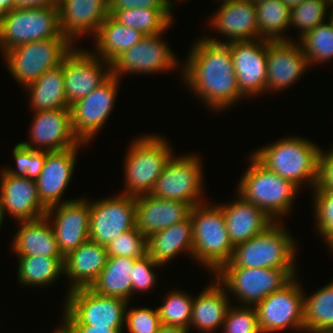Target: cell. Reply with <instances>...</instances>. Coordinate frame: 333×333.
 Returning <instances> with one entry per match:
<instances>
[{
  "mask_svg": "<svg viewBox=\"0 0 333 333\" xmlns=\"http://www.w3.org/2000/svg\"><path fill=\"white\" fill-rule=\"evenodd\" d=\"M164 298L163 304L158 307L159 317L162 324L178 326L189 329L192 316L194 297L186 292L172 290Z\"/></svg>",
  "mask_w": 333,
  "mask_h": 333,
  "instance_id": "f35d334b",
  "label": "cell"
},
{
  "mask_svg": "<svg viewBox=\"0 0 333 333\" xmlns=\"http://www.w3.org/2000/svg\"><path fill=\"white\" fill-rule=\"evenodd\" d=\"M66 296L62 324L113 326L115 329H125L128 301L97 294L89 287L70 290Z\"/></svg>",
  "mask_w": 333,
  "mask_h": 333,
  "instance_id": "30bf717a",
  "label": "cell"
},
{
  "mask_svg": "<svg viewBox=\"0 0 333 333\" xmlns=\"http://www.w3.org/2000/svg\"><path fill=\"white\" fill-rule=\"evenodd\" d=\"M144 36L143 33L124 26L109 15L94 36L96 45L92 53L111 63L122 52L139 43Z\"/></svg>",
  "mask_w": 333,
  "mask_h": 333,
  "instance_id": "4dcf8cb0",
  "label": "cell"
},
{
  "mask_svg": "<svg viewBox=\"0 0 333 333\" xmlns=\"http://www.w3.org/2000/svg\"><path fill=\"white\" fill-rule=\"evenodd\" d=\"M108 258L106 246L91 240L64 257V277L69 279L68 291L90 287L102 272Z\"/></svg>",
  "mask_w": 333,
  "mask_h": 333,
  "instance_id": "4316f807",
  "label": "cell"
},
{
  "mask_svg": "<svg viewBox=\"0 0 333 333\" xmlns=\"http://www.w3.org/2000/svg\"><path fill=\"white\" fill-rule=\"evenodd\" d=\"M329 3L326 0H304L290 10V27L300 31L299 38L325 22Z\"/></svg>",
  "mask_w": 333,
  "mask_h": 333,
  "instance_id": "ab89813d",
  "label": "cell"
},
{
  "mask_svg": "<svg viewBox=\"0 0 333 333\" xmlns=\"http://www.w3.org/2000/svg\"><path fill=\"white\" fill-rule=\"evenodd\" d=\"M45 216L54 222H51V225L58 249L63 257L89 240L90 202L88 200L78 198L51 206L47 208Z\"/></svg>",
  "mask_w": 333,
  "mask_h": 333,
  "instance_id": "ac0fdd59",
  "label": "cell"
},
{
  "mask_svg": "<svg viewBox=\"0 0 333 333\" xmlns=\"http://www.w3.org/2000/svg\"><path fill=\"white\" fill-rule=\"evenodd\" d=\"M249 1L252 2V3H254V4H256L258 2H262V1H265V0H249Z\"/></svg>",
  "mask_w": 333,
  "mask_h": 333,
  "instance_id": "6f0895ef",
  "label": "cell"
},
{
  "mask_svg": "<svg viewBox=\"0 0 333 333\" xmlns=\"http://www.w3.org/2000/svg\"><path fill=\"white\" fill-rule=\"evenodd\" d=\"M5 215H4V211L2 210V205L0 204V228H1V226H2V222H3V220H4V217Z\"/></svg>",
  "mask_w": 333,
  "mask_h": 333,
  "instance_id": "9f6ffc18",
  "label": "cell"
},
{
  "mask_svg": "<svg viewBox=\"0 0 333 333\" xmlns=\"http://www.w3.org/2000/svg\"><path fill=\"white\" fill-rule=\"evenodd\" d=\"M31 124L30 142H21L30 149L56 152L81 143L72 129L71 108L35 112Z\"/></svg>",
  "mask_w": 333,
  "mask_h": 333,
  "instance_id": "d6986e66",
  "label": "cell"
},
{
  "mask_svg": "<svg viewBox=\"0 0 333 333\" xmlns=\"http://www.w3.org/2000/svg\"><path fill=\"white\" fill-rule=\"evenodd\" d=\"M74 45L61 34L58 38L18 45L7 50L3 57L9 72L25 88L47 70L62 64Z\"/></svg>",
  "mask_w": 333,
  "mask_h": 333,
  "instance_id": "ba28073f",
  "label": "cell"
},
{
  "mask_svg": "<svg viewBox=\"0 0 333 333\" xmlns=\"http://www.w3.org/2000/svg\"><path fill=\"white\" fill-rule=\"evenodd\" d=\"M173 9L132 8L109 11V14L126 27L134 28L144 35L166 32L172 26Z\"/></svg>",
  "mask_w": 333,
  "mask_h": 333,
  "instance_id": "d590c367",
  "label": "cell"
},
{
  "mask_svg": "<svg viewBox=\"0 0 333 333\" xmlns=\"http://www.w3.org/2000/svg\"><path fill=\"white\" fill-rule=\"evenodd\" d=\"M329 249L333 252V243L329 246Z\"/></svg>",
  "mask_w": 333,
  "mask_h": 333,
  "instance_id": "91938a15",
  "label": "cell"
},
{
  "mask_svg": "<svg viewBox=\"0 0 333 333\" xmlns=\"http://www.w3.org/2000/svg\"><path fill=\"white\" fill-rule=\"evenodd\" d=\"M228 44L240 93L248 97L265 94L268 40L259 38Z\"/></svg>",
  "mask_w": 333,
  "mask_h": 333,
  "instance_id": "e0dca14e",
  "label": "cell"
},
{
  "mask_svg": "<svg viewBox=\"0 0 333 333\" xmlns=\"http://www.w3.org/2000/svg\"><path fill=\"white\" fill-rule=\"evenodd\" d=\"M250 156V165L241 177L237 192L278 222L291 212L298 190L302 188L266 169Z\"/></svg>",
  "mask_w": 333,
  "mask_h": 333,
  "instance_id": "3957f363",
  "label": "cell"
},
{
  "mask_svg": "<svg viewBox=\"0 0 333 333\" xmlns=\"http://www.w3.org/2000/svg\"><path fill=\"white\" fill-rule=\"evenodd\" d=\"M280 222H273L263 232L234 246L230 261L223 266L296 269V240Z\"/></svg>",
  "mask_w": 333,
  "mask_h": 333,
  "instance_id": "5b68a950",
  "label": "cell"
},
{
  "mask_svg": "<svg viewBox=\"0 0 333 333\" xmlns=\"http://www.w3.org/2000/svg\"><path fill=\"white\" fill-rule=\"evenodd\" d=\"M19 224L11 244L12 251L17 256L63 257L58 249L51 221L46 216L20 221Z\"/></svg>",
  "mask_w": 333,
  "mask_h": 333,
  "instance_id": "83f0119b",
  "label": "cell"
},
{
  "mask_svg": "<svg viewBox=\"0 0 333 333\" xmlns=\"http://www.w3.org/2000/svg\"><path fill=\"white\" fill-rule=\"evenodd\" d=\"M132 8L173 9L171 0H109V11Z\"/></svg>",
  "mask_w": 333,
  "mask_h": 333,
  "instance_id": "7dc6e473",
  "label": "cell"
},
{
  "mask_svg": "<svg viewBox=\"0 0 333 333\" xmlns=\"http://www.w3.org/2000/svg\"><path fill=\"white\" fill-rule=\"evenodd\" d=\"M15 7V0H0V16L10 12Z\"/></svg>",
  "mask_w": 333,
  "mask_h": 333,
  "instance_id": "f5cc1de1",
  "label": "cell"
},
{
  "mask_svg": "<svg viewBox=\"0 0 333 333\" xmlns=\"http://www.w3.org/2000/svg\"><path fill=\"white\" fill-rule=\"evenodd\" d=\"M164 33L145 35L139 43L118 55L110 63L112 75L120 79L126 73L156 74L178 68V58L161 38Z\"/></svg>",
  "mask_w": 333,
  "mask_h": 333,
  "instance_id": "9a60e30c",
  "label": "cell"
},
{
  "mask_svg": "<svg viewBox=\"0 0 333 333\" xmlns=\"http://www.w3.org/2000/svg\"><path fill=\"white\" fill-rule=\"evenodd\" d=\"M160 266L163 265L155 262L148 253L135 260L133 272L130 276L132 279V295L135 291L147 292L152 287L154 288L157 278L153 269Z\"/></svg>",
  "mask_w": 333,
  "mask_h": 333,
  "instance_id": "bcb514c9",
  "label": "cell"
},
{
  "mask_svg": "<svg viewBox=\"0 0 333 333\" xmlns=\"http://www.w3.org/2000/svg\"><path fill=\"white\" fill-rule=\"evenodd\" d=\"M197 154L174 156L168 160L162 174L156 180L150 195L162 199L186 202L192 207L202 204L203 171Z\"/></svg>",
  "mask_w": 333,
  "mask_h": 333,
  "instance_id": "8fae6325",
  "label": "cell"
},
{
  "mask_svg": "<svg viewBox=\"0 0 333 333\" xmlns=\"http://www.w3.org/2000/svg\"><path fill=\"white\" fill-rule=\"evenodd\" d=\"M313 190V211L317 221V232L324 237L327 246H330L333 243V191L323 188H313Z\"/></svg>",
  "mask_w": 333,
  "mask_h": 333,
  "instance_id": "b9f144b4",
  "label": "cell"
},
{
  "mask_svg": "<svg viewBox=\"0 0 333 333\" xmlns=\"http://www.w3.org/2000/svg\"><path fill=\"white\" fill-rule=\"evenodd\" d=\"M127 305L125 323L130 333H157L161 320L158 309L150 308H129ZM128 310V311H127Z\"/></svg>",
  "mask_w": 333,
  "mask_h": 333,
  "instance_id": "f6af8a7d",
  "label": "cell"
},
{
  "mask_svg": "<svg viewBox=\"0 0 333 333\" xmlns=\"http://www.w3.org/2000/svg\"><path fill=\"white\" fill-rule=\"evenodd\" d=\"M93 201L90 202L89 240L107 246L119 235L136 227L134 196L121 193Z\"/></svg>",
  "mask_w": 333,
  "mask_h": 333,
  "instance_id": "4fadbf2b",
  "label": "cell"
},
{
  "mask_svg": "<svg viewBox=\"0 0 333 333\" xmlns=\"http://www.w3.org/2000/svg\"><path fill=\"white\" fill-rule=\"evenodd\" d=\"M297 278L254 307L261 333L293 329L304 331V295Z\"/></svg>",
  "mask_w": 333,
  "mask_h": 333,
  "instance_id": "7c38bea8",
  "label": "cell"
},
{
  "mask_svg": "<svg viewBox=\"0 0 333 333\" xmlns=\"http://www.w3.org/2000/svg\"><path fill=\"white\" fill-rule=\"evenodd\" d=\"M308 67L297 40L268 41L266 92L288 88L303 76Z\"/></svg>",
  "mask_w": 333,
  "mask_h": 333,
  "instance_id": "ffe728a7",
  "label": "cell"
},
{
  "mask_svg": "<svg viewBox=\"0 0 333 333\" xmlns=\"http://www.w3.org/2000/svg\"><path fill=\"white\" fill-rule=\"evenodd\" d=\"M58 6L14 8L0 16V52L18 45L58 38L61 35Z\"/></svg>",
  "mask_w": 333,
  "mask_h": 333,
  "instance_id": "9c48e42d",
  "label": "cell"
},
{
  "mask_svg": "<svg viewBox=\"0 0 333 333\" xmlns=\"http://www.w3.org/2000/svg\"><path fill=\"white\" fill-rule=\"evenodd\" d=\"M58 8L61 33L73 44L82 35L94 36L110 15L109 0H58Z\"/></svg>",
  "mask_w": 333,
  "mask_h": 333,
  "instance_id": "cb8c5ba5",
  "label": "cell"
},
{
  "mask_svg": "<svg viewBox=\"0 0 333 333\" xmlns=\"http://www.w3.org/2000/svg\"><path fill=\"white\" fill-rule=\"evenodd\" d=\"M119 81L111 75L89 95L71 105L72 129L80 142L88 144L105 125L116 102Z\"/></svg>",
  "mask_w": 333,
  "mask_h": 333,
  "instance_id": "5bb4252c",
  "label": "cell"
},
{
  "mask_svg": "<svg viewBox=\"0 0 333 333\" xmlns=\"http://www.w3.org/2000/svg\"><path fill=\"white\" fill-rule=\"evenodd\" d=\"M172 155V147L159 135L135 138L124 161L125 191L122 194L134 197L150 194Z\"/></svg>",
  "mask_w": 333,
  "mask_h": 333,
  "instance_id": "8992f818",
  "label": "cell"
},
{
  "mask_svg": "<svg viewBox=\"0 0 333 333\" xmlns=\"http://www.w3.org/2000/svg\"><path fill=\"white\" fill-rule=\"evenodd\" d=\"M135 206L136 227L146 238L187 219L192 209L186 202L162 199L150 194L136 196Z\"/></svg>",
  "mask_w": 333,
  "mask_h": 333,
  "instance_id": "d4e9b609",
  "label": "cell"
},
{
  "mask_svg": "<svg viewBox=\"0 0 333 333\" xmlns=\"http://www.w3.org/2000/svg\"><path fill=\"white\" fill-rule=\"evenodd\" d=\"M48 153V151L30 149L21 142L17 143L12 153L17 168L7 167L4 171L12 176L36 180L43 169Z\"/></svg>",
  "mask_w": 333,
  "mask_h": 333,
  "instance_id": "60d3db41",
  "label": "cell"
},
{
  "mask_svg": "<svg viewBox=\"0 0 333 333\" xmlns=\"http://www.w3.org/2000/svg\"><path fill=\"white\" fill-rule=\"evenodd\" d=\"M190 217L193 229L192 259L216 273L228 263L233 253L222 209L204 202L193 206Z\"/></svg>",
  "mask_w": 333,
  "mask_h": 333,
  "instance_id": "277c9868",
  "label": "cell"
},
{
  "mask_svg": "<svg viewBox=\"0 0 333 333\" xmlns=\"http://www.w3.org/2000/svg\"><path fill=\"white\" fill-rule=\"evenodd\" d=\"M192 250L193 229L190 216L147 238V253L161 265L169 263L181 252H185L186 255L189 253L192 257Z\"/></svg>",
  "mask_w": 333,
  "mask_h": 333,
  "instance_id": "f546056e",
  "label": "cell"
},
{
  "mask_svg": "<svg viewBox=\"0 0 333 333\" xmlns=\"http://www.w3.org/2000/svg\"><path fill=\"white\" fill-rule=\"evenodd\" d=\"M53 333H63L59 328H57V330L55 329V331H53Z\"/></svg>",
  "mask_w": 333,
  "mask_h": 333,
  "instance_id": "680465c9",
  "label": "cell"
},
{
  "mask_svg": "<svg viewBox=\"0 0 333 333\" xmlns=\"http://www.w3.org/2000/svg\"><path fill=\"white\" fill-rule=\"evenodd\" d=\"M231 204H217L223 212L226 229L233 246L246 242L263 232L274 221L260 208L240 194Z\"/></svg>",
  "mask_w": 333,
  "mask_h": 333,
  "instance_id": "484cf974",
  "label": "cell"
},
{
  "mask_svg": "<svg viewBox=\"0 0 333 333\" xmlns=\"http://www.w3.org/2000/svg\"><path fill=\"white\" fill-rule=\"evenodd\" d=\"M0 171V204L4 215L10 214L17 222L44 217L47 208L38 197L35 180Z\"/></svg>",
  "mask_w": 333,
  "mask_h": 333,
  "instance_id": "603a6c76",
  "label": "cell"
},
{
  "mask_svg": "<svg viewBox=\"0 0 333 333\" xmlns=\"http://www.w3.org/2000/svg\"><path fill=\"white\" fill-rule=\"evenodd\" d=\"M214 16L210 19V26L222 33L227 41L209 36L205 38L216 43H230L234 41H249L258 39V24L256 5L249 0H227L221 2Z\"/></svg>",
  "mask_w": 333,
  "mask_h": 333,
  "instance_id": "7402d4cb",
  "label": "cell"
},
{
  "mask_svg": "<svg viewBox=\"0 0 333 333\" xmlns=\"http://www.w3.org/2000/svg\"><path fill=\"white\" fill-rule=\"evenodd\" d=\"M296 270L222 266L214 277L239 305L255 306L287 285L296 277Z\"/></svg>",
  "mask_w": 333,
  "mask_h": 333,
  "instance_id": "52a82bcc",
  "label": "cell"
},
{
  "mask_svg": "<svg viewBox=\"0 0 333 333\" xmlns=\"http://www.w3.org/2000/svg\"><path fill=\"white\" fill-rule=\"evenodd\" d=\"M314 188L333 191V147L326 152L321 149L319 161V177Z\"/></svg>",
  "mask_w": 333,
  "mask_h": 333,
  "instance_id": "c3c4849f",
  "label": "cell"
},
{
  "mask_svg": "<svg viewBox=\"0 0 333 333\" xmlns=\"http://www.w3.org/2000/svg\"><path fill=\"white\" fill-rule=\"evenodd\" d=\"M329 4L333 3V0H326Z\"/></svg>",
  "mask_w": 333,
  "mask_h": 333,
  "instance_id": "94428289",
  "label": "cell"
},
{
  "mask_svg": "<svg viewBox=\"0 0 333 333\" xmlns=\"http://www.w3.org/2000/svg\"><path fill=\"white\" fill-rule=\"evenodd\" d=\"M58 6V0H15L16 8H42Z\"/></svg>",
  "mask_w": 333,
  "mask_h": 333,
  "instance_id": "f907efd6",
  "label": "cell"
},
{
  "mask_svg": "<svg viewBox=\"0 0 333 333\" xmlns=\"http://www.w3.org/2000/svg\"><path fill=\"white\" fill-rule=\"evenodd\" d=\"M108 257L122 256L138 259L147 254V238L137 227L119 235L106 246Z\"/></svg>",
  "mask_w": 333,
  "mask_h": 333,
  "instance_id": "7bdbcfd3",
  "label": "cell"
},
{
  "mask_svg": "<svg viewBox=\"0 0 333 333\" xmlns=\"http://www.w3.org/2000/svg\"><path fill=\"white\" fill-rule=\"evenodd\" d=\"M222 329L223 333H261L256 308L247 305L230 306Z\"/></svg>",
  "mask_w": 333,
  "mask_h": 333,
  "instance_id": "ee69618b",
  "label": "cell"
},
{
  "mask_svg": "<svg viewBox=\"0 0 333 333\" xmlns=\"http://www.w3.org/2000/svg\"><path fill=\"white\" fill-rule=\"evenodd\" d=\"M304 331L333 333V281L309 297L304 295Z\"/></svg>",
  "mask_w": 333,
  "mask_h": 333,
  "instance_id": "e575fe53",
  "label": "cell"
},
{
  "mask_svg": "<svg viewBox=\"0 0 333 333\" xmlns=\"http://www.w3.org/2000/svg\"><path fill=\"white\" fill-rule=\"evenodd\" d=\"M320 153L321 148L310 140L288 136L251 155L266 169L299 188L307 181L305 184L313 189L319 177Z\"/></svg>",
  "mask_w": 333,
  "mask_h": 333,
  "instance_id": "7a4b0ae2",
  "label": "cell"
},
{
  "mask_svg": "<svg viewBox=\"0 0 333 333\" xmlns=\"http://www.w3.org/2000/svg\"><path fill=\"white\" fill-rule=\"evenodd\" d=\"M226 289L215 279L214 282L194 298L190 328L199 332H214L223 326L229 307L230 298Z\"/></svg>",
  "mask_w": 333,
  "mask_h": 333,
  "instance_id": "f1b7e54d",
  "label": "cell"
},
{
  "mask_svg": "<svg viewBox=\"0 0 333 333\" xmlns=\"http://www.w3.org/2000/svg\"><path fill=\"white\" fill-rule=\"evenodd\" d=\"M18 282L24 286H46L64 275V257L18 256Z\"/></svg>",
  "mask_w": 333,
  "mask_h": 333,
  "instance_id": "836d02e7",
  "label": "cell"
},
{
  "mask_svg": "<svg viewBox=\"0 0 333 333\" xmlns=\"http://www.w3.org/2000/svg\"><path fill=\"white\" fill-rule=\"evenodd\" d=\"M58 328L63 333H124V329H115L113 326L94 327L87 324H61Z\"/></svg>",
  "mask_w": 333,
  "mask_h": 333,
  "instance_id": "681fc988",
  "label": "cell"
},
{
  "mask_svg": "<svg viewBox=\"0 0 333 333\" xmlns=\"http://www.w3.org/2000/svg\"><path fill=\"white\" fill-rule=\"evenodd\" d=\"M257 10L258 39L289 41L284 32L290 28V8L282 0H265L255 4ZM283 33V36H282Z\"/></svg>",
  "mask_w": 333,
  "mask_h": 333,
  "instance_id": "8d00e7d4",
  "label": "cell"
},
{
  "mask_svg": "<svg viewBox=\"0 0 333 333\" xmlns=\"http://www.w3.org/2000/svg\"><path fill=\"white\" fill-rule=\"evenodd\" d=\"M282 1L291 10L292 8L302 3L304 0H282Z\"/></svg>",
  "mask_w": 333,
  "mask_h": 333,
  "instance_id": "db71d44e",
  "label": "cell"
},
{
  "mask_svg": "<svg viewBox=\"0 0 333 333\" xmlns=\"http://www.w3.org/2000/svg\"><path fill=\"white\" fill-rule=\"evenodd\" d=\"M188 331L189 329L183 327L161 324L157 333H189Z\"/></svg>",
  "mask_w": 333,
  "mask_h": 333,
  "instance_id": "816d5d0a",
  "label": "cell"
},
{
  "mask_svg": "<svg viewBox=\"0 0 333 333\" xmlns=\"http://www.w3.org/2000/svg\"><path fill=\"white\" fill-rule=\"evenodd\" d=\"M33 112L70 108L65 95L63 61L25 87Z\"/></svg>",
  "mask_w": 333,
  "mask_h": 333,
  "instance_id": "1f68e13d",
  "label": "cell"
},
{
  "mask_svg": "<svg viewBox=\"0 0 333 333\" xmlns=\"http://www.w3.org/2000/svg\"><path fill=\"white\" fill-rule=\"evenodd\" d=\"M332 6V7H331ZM329 7H331V8H328L329 9V11L331 10V12L330 13H328V21L332 24V26H333V3H331L330 5H329ZM329 14H330V16H329Z\"/></svg>",
  "mask_w": 333,
  "mask_h": 333,
  "instance_id": "11a10c76",
  "label": "cell"
},
{
  "mask_svg": "<svg viewBox=\"0 0 333 333\" xmlns=\"http://www.w3.org/2000/svg\"><path fill=\"white\" fill-rule=\"evenodd\" d=\"M111 75L110 63L96 57L91 51L74 47L63 59L67 102L71 106L86 97Z\"/></svg>",
  "mask_w": 333,
  "mask_h": 333,
  "instance_id": "2e32d148",
  "label": "cell"
},
{
  "mask_svg": "<svg viewBox=\"0 0 333 333\" xmlns=\"http://www.w3.org/2000/svg\"><path fill=\"white\" fill-rule=\"evenodd\" d=\"M85 145L88 144L81 142L77 147L47 154L43 169L35 180L38 197L46 208L72 201H62L61 198L73 177L78 149Z\"/></svg>",
  "mask_w": 333,
  "mask_h": 333,
  "instance_id": "44dd1931",
  "label": "cell"
},
{
  "mask_svg": "<svg viewBox=\"0 0 333 333\" xmlns=\"http://www.w3.org/2000/svg\"><path fill=\"white\" fill-rule=\"evenodd\" d=\"M186 59L181 67L182 79L212 111H223L244 97L238 88L228 43L202 37L194 42Z\"/></svg>",
  "mask_w": 333,
  "mask_h": 333,
  "instance_id": "6da1fadb",
  "label": "cell"
},
{
  "mask_svg": "<svg viewBox=\"0 0 333 333\" xmlns=\"http://www.w3.org/2000/svg\"><path fill=\"white\" fill-rule=\"evenodd\" d=\"M135 260L122 256L108 257L102 272L89 288L97 294L117 297L129 302L132 297L130 276Z\"/></svg>",
  "mask_w": 333,
  "mask_h": 333,
  "instance_id": "d6a6232c",
  "label": "cell"
},
{
  "mask_svg": "<svg viewBox=\"0 0 333 333\" xmlns=\"http://www.w3.org/2000/svg\"><path fill=\"white\" fill-rule=\"evenodd\" d=\"M309 66L333 58V26L328 21L319 24L311 31L305 33L298 40Z\"/></svg>",
  "mask_w": 333,
  "mask_h": 333,
  "instance_id": "74e56055",
  "label": "cell"
}]
</instances>
